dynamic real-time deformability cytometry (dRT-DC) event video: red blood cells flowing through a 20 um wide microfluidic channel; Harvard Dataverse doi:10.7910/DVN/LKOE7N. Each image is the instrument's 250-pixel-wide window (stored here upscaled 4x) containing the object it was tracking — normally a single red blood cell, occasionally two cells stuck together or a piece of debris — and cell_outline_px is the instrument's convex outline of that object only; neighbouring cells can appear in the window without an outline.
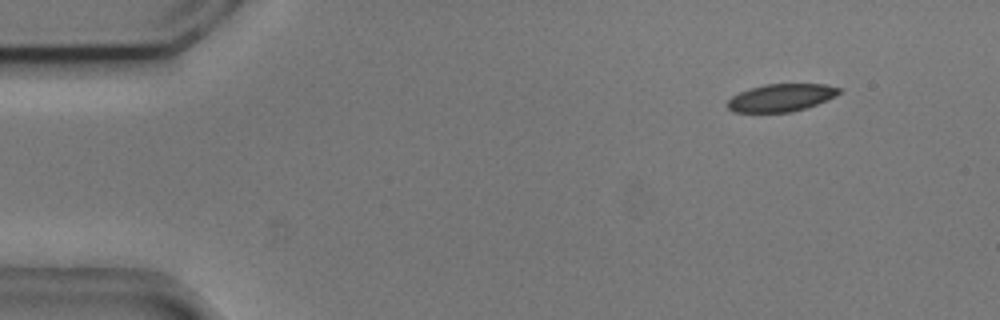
{"species": "common noctule bat (a hibernating species)", "species_latin": "Nyctalus noctula", "temperature_condition": "cold", "stored_images_in_passage": 3, "camera_frame_rate_fps": 3000, "um_per_image_px": 0.085, "animal": {"sex": "male", "body_mass_g": 20.5, "forearm_length_mm": 52.5}, "frame": {"image": 1, "passage_image": 2, "time_ms": 0.333, "image_size_px": [1000, 320], "cell_outline_px": [[844, 88], [836, 96], [828, 100], [792, 112], [732, 112], [728, 108], [728, 100], [732, 96], [748, 88], [764, 84], [824, 84]], "centroid_in_image_um": [66.41, 8.29], "position_along_channel_um": 18.6, "area_um2": 18.03}}